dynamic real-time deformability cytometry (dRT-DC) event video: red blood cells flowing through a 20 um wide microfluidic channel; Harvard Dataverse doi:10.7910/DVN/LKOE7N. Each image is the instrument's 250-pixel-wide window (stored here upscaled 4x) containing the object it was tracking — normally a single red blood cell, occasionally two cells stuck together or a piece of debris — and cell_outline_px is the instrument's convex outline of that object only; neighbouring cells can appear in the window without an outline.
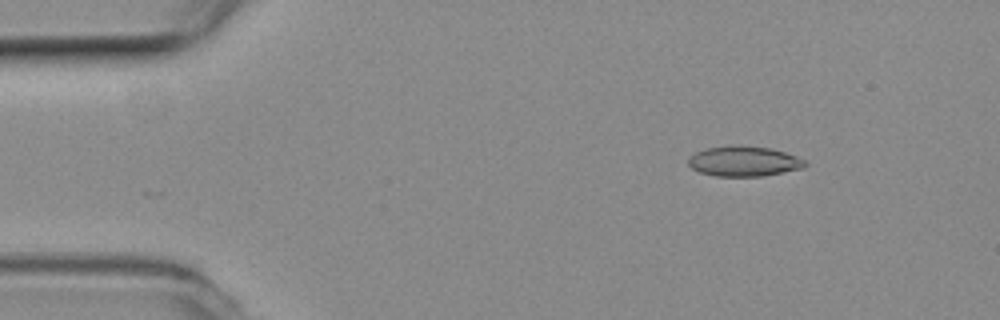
{"species": "common noctule bat (a hibernating species)", "species_latin": "Nyctalus noctula", "temperature_condition": "room temperature", "stored_images_in_passage": 49, "camera_frame_rate_fps": 3000, "um_per_image_px": 0.085, "animal": {"sex": "female", "body_mass_g": 19.3, "forearm_length_mm": 54.1}, "frame": {"image": 1, "passage_image": 3, "time_ms": 0.667, "image_size_px": [1000, 320], "cell_outline_px": [[808, 164], [804, 168], [764, 176], [716, 176], [700, 172], [692, 168], [688, 164], [688, 160], [696, 152], [708, 148], [732, 144], [736, 144], [772, 148], [796, 156], [804, 160]], "centroid_in_image_um": [63.26, 13.7], "position_along_channel_um": 21.7, "area_um2": 20.63}}
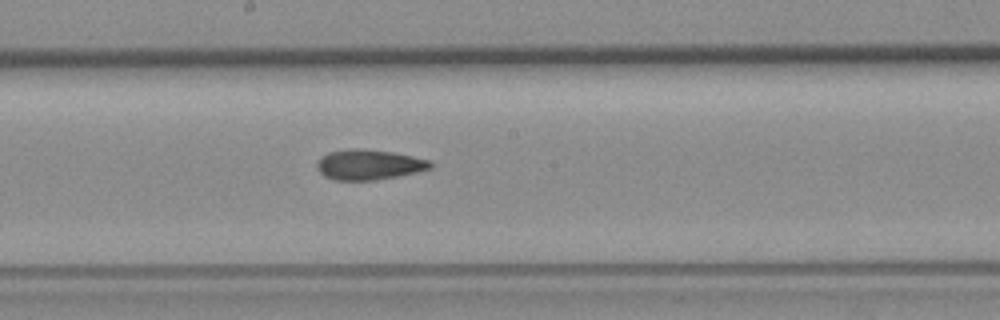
{"frame": {"image": 2, "passage_image": 24, "time_ms": 7.667, "image_size_px": [1000, 320], "cell_outline_px": [[432, 168], [416, 172], [376, 180], [332, 180], [324, 176], [316, 168], [316, 164], [320, 156], [328, 152], [392, 152], [412, 156], [428, 160], [432, 164]], "centroid_in_image_um": [31.34, 14.06], "position_along_channel_um": 216.9, "area_um2": 18.96}}
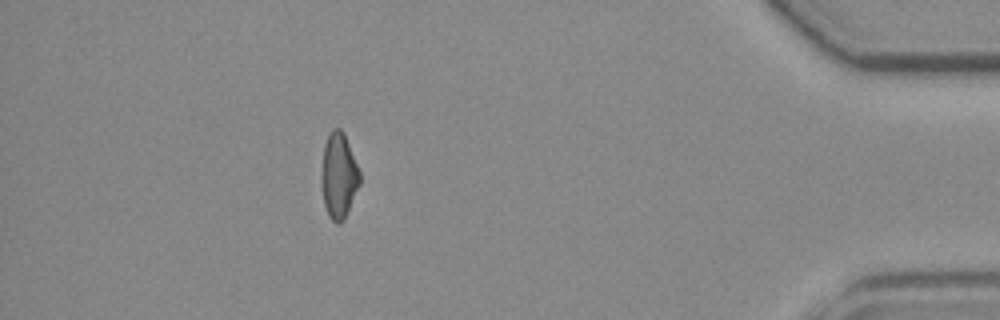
{"frame": {"image": 3, "passage_image": 43, "time_ms": 14.0, "image_size_px": [1000, 320], "cell_outline_px": [[360, 184], [344, 220], [340, 224], [336, 224], [328, 216], [324, 204], [320, 180], [320, 172], [324, 144], [328, 132], [332, 128], [340, 128], [344, 132], [360, 172]], "centroid_in_image_um": [28.77, 14.92], "position_along_channel_um": 406.4, "area_um2": 19.54}, "authors_computed_cell_mechanics": {"area_um2": 19.5942, "velocity_mm_per_s": 3.8733, "shape_relaxation_time_tau1_ms": null, "shape_relaxation_time_tau2_ms": 4.9082, "deformation_change_tau1": null, "deformation_change_tau2": 0.1305}}